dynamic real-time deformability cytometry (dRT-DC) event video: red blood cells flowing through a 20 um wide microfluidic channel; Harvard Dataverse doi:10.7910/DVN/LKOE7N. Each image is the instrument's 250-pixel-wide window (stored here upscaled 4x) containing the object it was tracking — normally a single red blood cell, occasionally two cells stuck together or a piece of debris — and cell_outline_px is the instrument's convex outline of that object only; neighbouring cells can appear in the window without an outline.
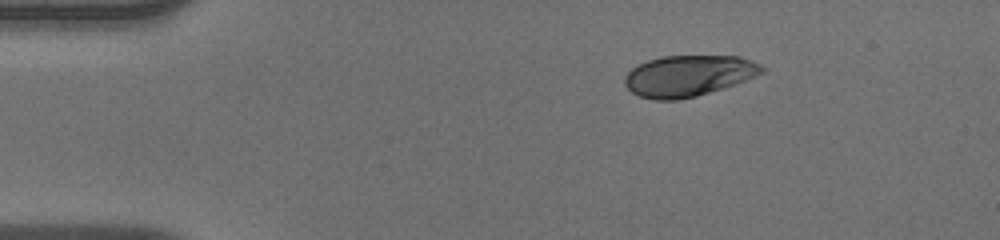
{"species": "human", "species_latin": "Homo sapiens", "temperature_condition": "warm", "stored_images_in_passage": 44, "camera_frame_rate_fps": 3000, "um_per_image_px": 0.085, "donor": {"sex": "male"}, "frame": {"image": 1, "passage_image": 1, "time_ms": 0.0, "image_size_px": [1000, 240], "cell_outline_px": [[764, 72], [756, 76], [736, 84], [696, 96], [680, 100], [652, 100], [640, 96], [632, 92], [624, 84], [624, 76], [632, 68], [648, 60], [664, 56], [736, 56], [752, 60], [760, 64], [764, 68]], "centroid_in_image_um": [58.52, 6.45], "position_along_channel_um": 26.5, "area_um2": 32.83}}
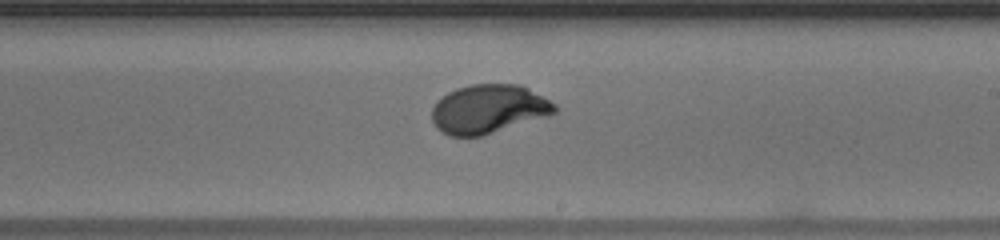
{"frame": {"image": 2, "passage_image": 23, "time_ms": 7.333, "image_size_px": [1000, 240], "cell_outline_px": [[560, 108], [552, 116], [480, 136], [448, 136], [436, 128], [432, 120], [432, 108], [436, 100], [448, 92], [456, 88], [472, 84], [520, 84], [528, 88], [556, 104]], "centroid_in_image_um": [41.55, 9.27], "position_along_channel_um": 247.5, "area_um2": 35.43}}
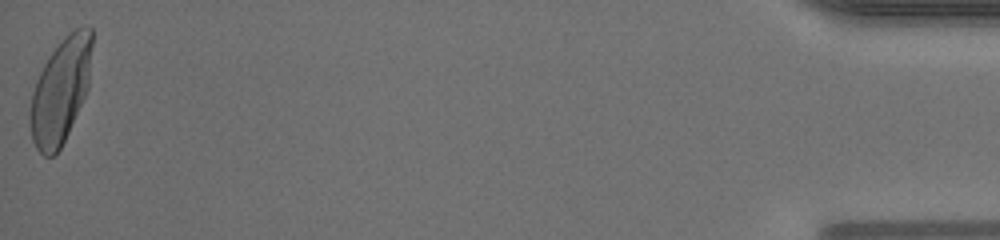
{"frame": {"image": 3, "passage_image": 44, "time_ms": 14.333, "image_size_px": [1000, 240], "cell_outline_px": [[92, 44], [88, 88], [68, 132], [60, 148], [52, 156], [44, 156], [36, 148], [32, 140], [28, 120], [28, 116], [32, 92], [36, 80], [44, 64], [60, 40], [76, 28], [92, 28]], "centroid_in_image_um": [5.12, 7.73], "position_along_channel_um": 430.1, "area_um2": 37.57}, "authors_computed_cell_mechanics": {"area_um2": 35.0846, "velocity_mm_per_s": 3.9843, "shape_relaxation_time_tau1_ms": 3.6611, "shape_relaxation_time_tau2_ms": null, "deformation_change_tau1": 0.2159, "deformation_change_tau2": null}}